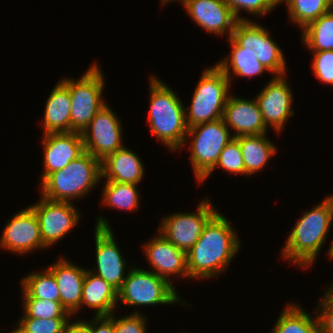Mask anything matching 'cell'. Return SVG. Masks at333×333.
<instances>
[{"label":"cell","instance_id":"cell-35","mask_svg":"<svg viewBox=\"0 0 333 333\" xmlns=\"http://www.w3.org/2000/svg\"><path fill=\"white\" fill-rule=\"evenodd\" d=\"M312 69L320 82L333 85V50L313 53Z\"/></svg>","mask_w":333,"mask_h":333},{"label":"cell","instance_id":"cell-36","mask_svg":"<svg viewBox=\"0 0 333 333\" xmlns=\"http://www.w3.org/2000/svg\"><path fill=\"white\" fill-rule=\"evenodd\" d=\"M146 319L140 312H133L121 319L114 316L115 333H146Z\"/></svg>","mask_w":333,"mask_h":333},{"label":"cell","instance_id":"cell-15","mask_svg":"<svg viewBox=\"0 0 333 333\" xmlns=\"http://www.w3.org/2000/svg\"><path fill=\"white\" fill-rule=\"evenodd\" d=\"M0 246L17 254H25L34 249H44L39 222L30 207L18 211L4 227L0 238Z\"/></svg>","mask_w":333,"mask_h":333},{"label":"cell","instance_id":"cell-10","mask_svg":"<svg viewBox=\"0 0 333 333\" xmlns=\"http://www.w3.org/2000/svg\"><path fill=\"white\" fill-rule=\"evenodd\" d=\"M195 213H175L161 221L159 231L169 242L187 253L199 239L203 228L218 212L209 199H203Z\"/></svg>","mask_w":333,"mask_h":333},{"label":"cell","instance_id":"cell-27","mask_svg":"<svg viewBox=\"0 0 333 333\" xmlns=\"http://www.w3.org/2000/svg\"><path fill=\"white\" fill-rule=\"evenodd\" d=\"M302 42L313 52L333 50V9L302 29Z\"/></svg>","mask_w":333,"mask_h":333},{"label":"cell","instance_id":"cell-38","mask_svg":"<svg viewBox=\"0 0 333 333\" xmlns=\"http://www.w3.org/2000/svg\"><path fill=\"white\" fill-rule=\"evenodd\" d=\"M90 333H115L114 330V314L110 316H94L89 321Z\"/></svg>","mask_w":333,"mask_h":333},{"label":"cell","instance_id":"cell-33","mask_svg":"<svg viewBox=\"0 0 333 333\" xmlns=\"http://www.w3.org/2000/svg\"><path fill=\"white\" fill-rule=\"evenodd\" d=\"M225 3L230 7L235 18L239 20H249L245 17H241L239 14L245 10L251 15H265L273 8L280 4L279 0H224Z\"/></svg>","mask_w":333,"mask_h":333},{"label":"cell","instance_id":"cell-24","mask_svg":"<svg viewBox=\"0 0 333 333\" xmlns=\"http://www.w3.org/2000/svg\"><path fill=\"white\" fill-rule=\"evenodd\" d=\"M241 149L247 176L261 171L269 158L277 152L266 134L235 137Z\"/></svg>","mask_w":333,"mask_h":333},{"label":"cell","instance_id":"cell-18","mask_svg":"<svg viewBox=\"0 0 333 333\" xmlns=\"http://www.w3.org/2000/svg\"><path fill=\"white\" fill-rule=\"evenodd\" d=\"M44 172L41 181L50 173L68 166L84 152L80 132H60L43 134Z\"/></svg>","mask_w":333,"mask_h":333},{"label":"cell","instance_id":"cell-3","mask_svg":"<svg viewBox=\"0 0 333 333\" xmlns=\"http://www.w3.org/2000/svg\"><path fill=\"white\" fill-rule=\"evenodd\" d=\"M332 221L331 204L324 198L321 203L297 219L282 249L283 258L295 266L297 264L298 267L309 268L316 261Z\"/></svg>","mask_w":333,"mask_h":333},{"label":"cell","instance_id":"cell-39","mask_svg":"<svg viewBox=\"0 0 333 333\" xmlns=\"http://www.w3.org/2000/svg\"><path fill=\"white\" fill-rule=\"evenodd\" d=\"M63 333H90L89 323L84 320H78L74 323L69 321Z\"/></svg>","mask_w":333,"mask_h":333},{"label":"cell","instance_id":"cell-16","mask_svg":"<svg viewBox=\"0 0 333 333\" xmlns=\"http://www.w3.org/2000/svg\"><path fill=\"white\" fill-rule=\"evenodd\" d=\"M157 234L142 246L149 265L154 268L152 272L172 285L170 277L174 274L188 278L186 253L169 242L159 231Z\"/></svg>","mask_w":333,"mask_h":333},{"label":"cell","instance_id":"cell-7","mask_svg":"<svg viewBox=\"0 0 333 333\" xmlns=\"http://www.w3.org/2000/svg\"><path fill=\"white\" fill-rule=\"evenodd\" d=\"M174 285L157 274L142 268L130 267L118 290V303L128 306L167 305L181 302Z\"/></svg>","mask_w":333,"mask_h":333},{"label":"cell","instance_id":"cell-1","mask_svg":"<svg viewBox=\"0 0 333 333\" xmlns=\"http://www.w3.org/2000/svg\"><path fill=\"white\" fill-rule=\"evenodd\" d=\"M233 225L217 212L205 225L202 234L186 253L189 279L221 275L240 249Z\"/></svg>","mask_w":333,"mask_h":333},{"label":"cell","instance_id":"cell-21","mask_svg":"<svg viewBox=\"0 0 333 333\" xmlns=\"http://www.w3.org/2000/svg\"><path fill=\"white\" fill-rule=\"evenodd\" d=\"M144 172L140 157L126 147L101 160V177L106 181L138 185Z\"/></svg>","mask_w":333,"mask_h":333},{"label":"cell","instance_id":"cell-32","mask_svg":"<svg viewBox=\"0 0 333 333\" xmlns=\"http://www.w3.org/2000/svg\"><path fill=\"white\" fill-rule=\"evenodd\" d=\"M222 168L229 174H245V165L238 140L234 137L222 150L215 167L199 182L202 183L215 168Z\"/></svg>","mask_w":333,"mask_h":333},{"label":"cell","instance_id":"cell-26","mask_svg":"<svg viewBox=\"0 0 333 333\" xmlns=\"http://www.w3.org/2000/svg\"><path fill=\"white\" fill-rule=\"evenodd\" d=\"M298 304L289 303L280 313L271 333H320L315 319Z\"/></svg>","mask_w":333,"mask_h":333},{"label":"cell","instance_id":"cell-13","mask_svg":"<svg viewBox=\"0 0 333 333\" xmlns=\"http://www.w3.org/2000/svg\"><path fill=\"white\" fill-rule=\"evenodd\" d=\"M97 219L94 237L97 269L90 271L102 277L118 291L126 279V262L106 218L99 216Z\"/></svg>","mask_w":333,"mask_h":333},{"label":"cell","instance_id":"cell-14","mask_svg":"<svg viewBox=\"0 0 333 333\" xmlns=\"http://www.w3.org/2000/svg\"><path fill=\"white\" fill-rule=\"evenodd\" d=\"M285 76H274L255 97L266 127H273L276 133H281L288 118L294 115L293 95Z\"/></svg>","mask_w":333,"mask_h":333},{"label":"cell","instance_id":"cell-11","mask_svg":"<svg viewBox=\"0 0 333 333\" xmlns=\"http://www.w3.org/2000/svg\"><path fill=\"white\" fill-rule=\"evenodd\" d=\"M122 124L114 111L105 104L81 133L84 151L98 160L125 147L122 143Z\"/></svg>","mask_w":333,"mask_h":333},{"label":"cell","instance_id":"cell-42","mask_svg":"<svg viewBox=\"0 0 333 333\" xmlns=\"http://www.w3.org/2000/svg\"><path fill=\"white\" fill-rule=\"evenodd\" d=\"M327 254L330 257V259H333V243L330 245V248H329Z\"/></svg>","mask_w":333,"mask_h":333},{"label":"cell","instance_id":"cell-43","mask_svg":"<svg viewBox=\"0 0 333 333\" xmlns=\"http://www.w3.org/2000/svg\"><path fill=\"white\" fill-rule=\"evenodd\" d=\"M326 199L330 202L331 207H332V212H333V194L330 196H327Z\"/></svg>","mask_w":333,"mask_h":333},{"label":"cell","instance_id":"cell-20","mask_svg":"<svg viewBox=\"0 0 333 333\" xmlns=\"http://www.w3.org/2000/svg\"><path fill=\"white\" fill-rule=\"evenodd\" d=\"M65 258L57 260L47 269L54 275L60 292V303L70 314L80 309L86 269Z\"/></svg>","mask_w":333,"mask_h":333},{"label":"cell","instance_id":"cell-5","mask_svg":"<svg viewBox=\"0 0 333 333\" xmlns=\"http://www.w3.org/2000/svg\"><path fill=\"white\" fill-rule=\"evenodd\" d=\"M230 86L229 79L217 65L205 69L193 93L189 112L185 108L187 127L223 118Z\"/></svg>","mask_w":333,"mask_h":333},{"label":"cell","instance_id":"cell-19","mask_svg":"<svg viewBox=\"0 0 333 333\" xmlns=\"http://www.w3.org/2000/svg\"><path fill=\"white\" fill-rule=\"evenodd\" d=\"M225 125L235 131L233 137L267 134L257 100L229 95L223 113Z\"/></svg>","mask_w":333,"mask_h":333},{"label":"cell","instance_id":"cell-40","mask_svg":"<svg viewBox=\"0 0 333 333\" xmlns=\"http://www.w3.org/2000/svg\"><path fill=\"white\" fill-rule=\"evenodd\" d=\"M18 325H16V329L11 331L10 333H29L28 331H26L18 322Z\"/></svg>","mask_w":333,"mask_h":333},{"label":"cell","instance_id":"cell-17","mask_svg":"<svg viewBox=\"0 0 333 333\" xmlns=\"http://www.w3.org/2000/svg\"><path fill=\"white\" fill-rule=\"evenodd\" d=\"M181 1L189 17L210 34L227 33L232 36L236 22L230 7L224 0H178Z\"/></svg>","mask_w":333,"mask_h":333},{"label":"cell","instance_id":"cell-30","mask_svg":"<svg viewBox=\"0 0 333 333\" xmlns=\"http://www.w3.org/2000/svg\"><path fill=\"white\" fill-rule=\"evenodd\" d=\"M102 192L103 205L121 210H138L140 200L137 185L105 181Z\"/></svg>","mask_w":333,"mask_h":333},{"label":"cell","instance_id":"cell-9","mask_svg":"<svg viewBox=\"0 0 333 333\" xmlns=\"http://www.w3.org/2000/svg\"><path fill=\"white\" fill-rule=\"evenodd\" d=\"M266 29L257 22L239 20L231 37L242 47V51L253 54L274 76L284 75L287 71L284 54Z\"/></svg>","mask_w":333,"mask_h":333},{"label":"cell","instance_id":"cell-8","mask_svg":"<svg viewBox=\"0 0 333 333\" xmlns=\"http://www.w3.org/2000/svg\"><path fill=\"white\" fill-rule=\"evenodd\" d=\"M190 161L199 183L217 164L223 148L234 138L223 118L188 128Z\"/></svg>","mask_w":333,"mask_h":333},{"label":"cell","instance_id":"cell-25","mask_svg":"<svg viewBox=\"0 0 333 333\" xmlns=\"http://www.w3.org/2000/svg\"><path fill=\"white\" fill-rule=\"evenodd\" d=\"M228 42H230L232 47L230 55L221 60V62H217L216 65L224 72L230 83L232 75L250 78L253 76L257 77L265 71L269 72L253 54L242 51V47L232 37L229 38ZM231 71L233 74H231Z\"/></svg>","mask_w":333,"mask_h":333},{"label":"cell","instance_id":"cell-22","mask_svg":"<svg viewBox=\"0 0 333 333\" xmlns=\"http://www.w3.org/2000/svg\"><path fill=\"white\" fill-rule=\"evenodd\" d=\"M118 291L102 277L86 269L82 299V306L96 310L94 316H110L116 308Z\"/></svg>","mask_w":333,"mask_h":333},{"label":"cell","instance_id":"cell-34","mask_svg":"<svg viewBox=\"0 0 333 333\" xmlns=\"http://www.w3.org/2000/svg\"><path fill=\"white\" fill-rule=\"evenodd\" d=\"M69 318H20L18 323L29 333H63Z\"/></svg>","mask_w":333,"mask_h":333},{"label":"cell","instance_id":"cell-29","mask_svg":"<svg viewBox=\"0 0 333 333\" xmlns=\"http://www.w3.org/2000/svg\"><path fill=\"white\" fill-rule=\"evenodd\" d=\"M279 2L287 4L290 20L302 29L333 9V0H279Z\"/></svg>","mask_w":333,"mask_h":333},{"label":"cell","instance_id":"cell-2","mask_svg":"<svg viewBox=\"0 0 333 333\" xmlns=\"http://www.w3.org/2000/svg\"><path fill=\"white\" fill-rule=\"evenodd\" d=\"M159 78L151 76L149 127L152 135L171 151L180 149L186 143L188 127L185 107L179 96Z\"/></svg>","mask_w":333,"mask_h":333},{"label":"cell","instance_id":"cell-44","mask_svg":"<svg viewBox=\"0 0 333 333\" xmlns=\"http://www.w3.org/2000/svg\"><path fill=\"white\" fill-rule=\"evenodd\" d=\"M172 1H178V0H161L162 6L163 4L165 5L168 2H172Z\"/></svg>","mask_w":333,"mask_h":333},{"label":"cell","instance_id":"cell-41","mask_svg":"<svg viewBox=\"0 0 333 333\" xmlns=\"http://www.w3.org/2000/svg\"><path fill=\"white\" fill-rule=\"evenodd\" d=\"M325 293L333 300V283L328 287V290H325Z\"/></svg>","mask_w":333,"mask_h":333},{"label":"cell","instance_id":"cell-12","mask_svg":"<svg viewBox=\"0 0 333 333\" xmlns=\"http://www.w3.org/2000/svg\"><path fill=\"white\" fill-rule=\"evenodd\" d=\"M37 216L43 244L49 248L78 225L80 215L71 202L52 201L44 197L29 206Z\"/></svg>","mask_w":333,"mask_h":333},{"label":"cell","instance_id":"cell-31","mask_svg":"<svg viewBox=\"0 0 333 333\" xmlns=\"http://www.w3.org/2000/svg\"><path fill=\"white\" fill-rule=\"evenodd\" d=\"M22 318H69L70 314L62 307L60 302L43 299H23Z\"/></svg>","mask_w":333,"mask_h":333},{"label":"cell","instance_id":"cell-23","mask_svg":"<svg viewBox=\"0 0 333 333\" xmlns=\"http://www.w3.org/2000/svg\"><path fill=\"white\" fill-rule=\"evenodd\" d=\"M70 110L69 88L62 81H59L46 101L43 134L70 132Z\"/></svg>","mask_w":333,"mask_h":333},{"label":"cell","instance_id":"cell-4","mask_svg":"<svg viewBox=\"0 0 333 333\" xmlns=\"http://www.w3.org/2000/svg\"><path fill=\"white\" fill-rule=\"evenodd\" d=\"M101 161L84 151L68 166L48 174L41 181V197L72 202L95 188L101 180Z\"/></svg>","mask_w":333,"mask_h":333},{"label":"cell","instance_id":"cell-28","mask_svg":"<svg viewBox=\"0 0 333 333\" xmlns=\"http://www.w3.org/2000/svg\"><path fill=\"white\" fill-rule=\"evenodd\" d=\"M23 299H43L60 302V292L54 275L46 268L43 272L28 274L21 279Z\"/></svg>","mask_w":333,"mask_h":333},{"label":"cell","instance_id":"cell-37","mask_svg":"<svg viewBox=\"0 0 333 333\" xmlns=\"http://www.w3.org/2000/svg\"><path fill=\"white\" fill-rule=\"evenodd\" d=\"M317 314L320 333H333V300L324 292V296L319 301Z\"/></svg>","mask_w":333,"mask_h":333},{"label":"cell","instance_id":"cell-6","mask_svg":"<svg viewBox=\"0 0 333 333\" xmlns=\"http://www.w3.org/2000/svg\"><path fill=\"white\" fill-rule=\"evenodd\" d=\"M104 80V74L96 62L76 81L69 77L61 78L69 88L71 97L70 132L82 133L97 112L105 106V100L101 96L105 87Z\"/></svg>","mask_w":333,"mask_h":333}]
</instances>
